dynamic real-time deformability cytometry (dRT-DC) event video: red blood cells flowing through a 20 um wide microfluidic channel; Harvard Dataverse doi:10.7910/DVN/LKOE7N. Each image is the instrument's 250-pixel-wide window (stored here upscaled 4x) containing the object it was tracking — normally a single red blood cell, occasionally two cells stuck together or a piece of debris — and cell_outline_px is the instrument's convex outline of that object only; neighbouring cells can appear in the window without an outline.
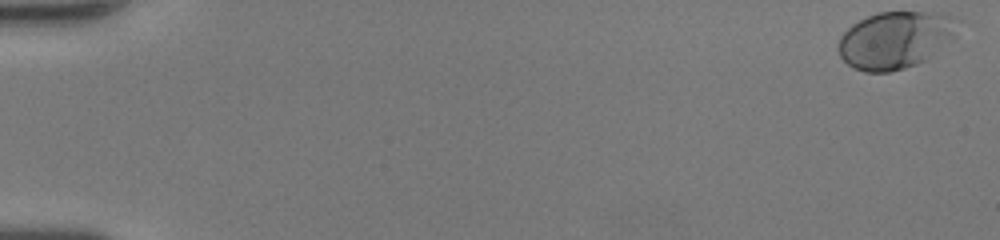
{"species": "human", "species_latin": "Homo sapiens", "temperature_condition": "room temperature", "stored_images_in_passage": 51, "camera_frame_rate_fps": 3000, "um_per_image_px": 0.085, "donor": {"sex": "female"}, "frame": {"image": 1, "passage_image": 1, "time_ms": 0.0, "image_size_px": [1000, 240], "cell_outline_px": [[964, 20], [952, 40], [924, 60], [916, 64], [904, 68], [888, 72], [864, 72], [852, 68], [840, 56], [840, 36], [852, 24], [876, 12], [940, 12]], "centroid_in_image_um": [76.17, 3.37], "position_along_channel_um": 8.8, "area_um2": 40.0}}
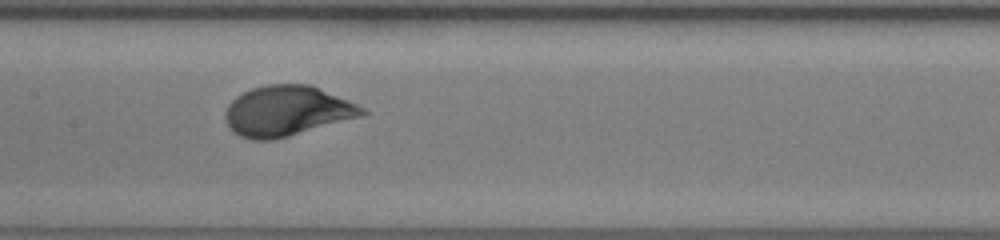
{"frame": {"image": 2, "passage_image": 27, "time_ms": 8.667, "image_size_px": [1000, 240], "cell_outline_px": [[368, 112], [364, 116], [288, 136], [272, 140], [252, 140], [240, 136], [232, 132], [224, 116], [228, 104], [236, 96], [252, 88], [268, 84], [308, 84], [356, 104], [364, 108]], "centroid_in_image_um": [24.36, 9.44], "position_along_channel_um": 183.0, "area_um2": 39.82}}
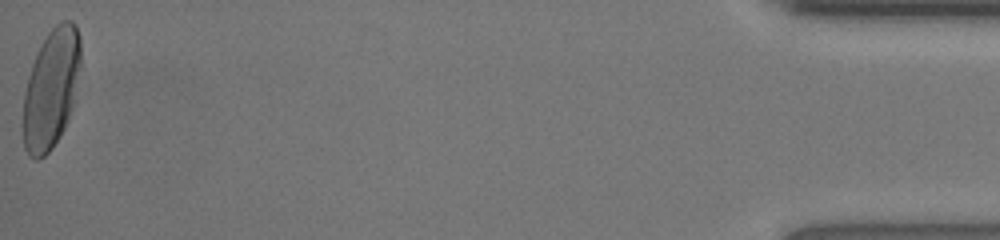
{"frame": {"image": 3, "passage_image": 51, "time_ms": 16.667, "image_size_px": [1000, 240], "cell_outline_px": [[80, 68], [72, 108], [68, 120], [60, 136], [52, 148], [44, 156], [36, 160], [28, 156], [24, 148], [20, 124], [24, 92], [28, 76], [32, 64], [48, 32], [56, 24], [64, 20], [72, 20], [76, 24], [80, 40]], "centroid_in_image_um": [4.31, 7.6], "position_along_channel_um": 430.9, "area_um2": 40.63}, "authors_computed_cell_mechanics": {"area_um2": 38.6682, "velocity_mm_per_s": 4.2342, "shape_relaxation_time_tau1_ms": 2.5924, "shape_relaxation_time_tau2_ms": null, "deformation_change_tau1": 0.1634, "deformation_change_tau2": null}}